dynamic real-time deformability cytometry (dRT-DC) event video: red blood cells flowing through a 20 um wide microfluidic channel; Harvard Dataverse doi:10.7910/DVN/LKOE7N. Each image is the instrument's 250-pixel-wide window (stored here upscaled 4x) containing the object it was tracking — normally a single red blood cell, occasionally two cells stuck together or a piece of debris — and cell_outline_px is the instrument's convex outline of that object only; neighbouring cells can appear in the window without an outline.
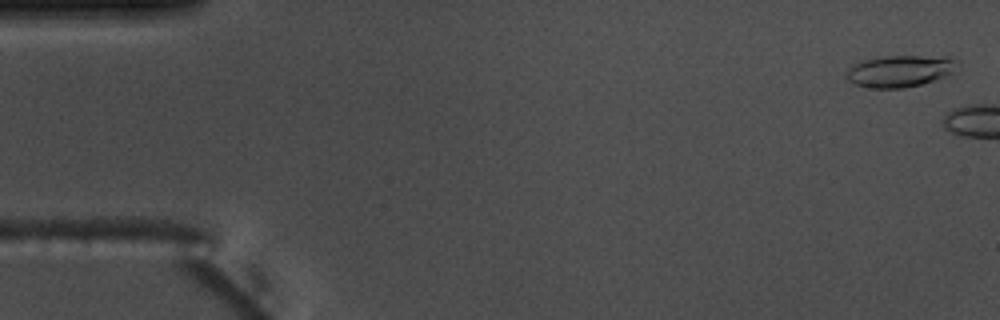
{"species": "common noctule bat (a hibernating species)", "species_latin": "Nyctalus noctula", "temperature_condition": "warm", "stored_images_in_passage": 6, "camera_frame_rate_fps": 3000, "um_per_image_px": 0.085, "animal": {"sex": "male", "body_mass_g": 17.5, "forearm_length_mm": 52.3}, "frame": {"image": 1, "passage_image": 2, "time_ms": 0.333, "image_size_px": [1000, 320], "cell_outline_px": [[960, 64], [952, 72], [944, 76], [920, 84], [904, 88], [876, 88], [856, 84], [848, 80], [848, 68], [864, 60], [880, 56], [948, 56], [956, 60]], "centroid_in_image_um": [76.54, 6.02], "position_along_channel_um": 8.5, "area_um2": 20.23}}